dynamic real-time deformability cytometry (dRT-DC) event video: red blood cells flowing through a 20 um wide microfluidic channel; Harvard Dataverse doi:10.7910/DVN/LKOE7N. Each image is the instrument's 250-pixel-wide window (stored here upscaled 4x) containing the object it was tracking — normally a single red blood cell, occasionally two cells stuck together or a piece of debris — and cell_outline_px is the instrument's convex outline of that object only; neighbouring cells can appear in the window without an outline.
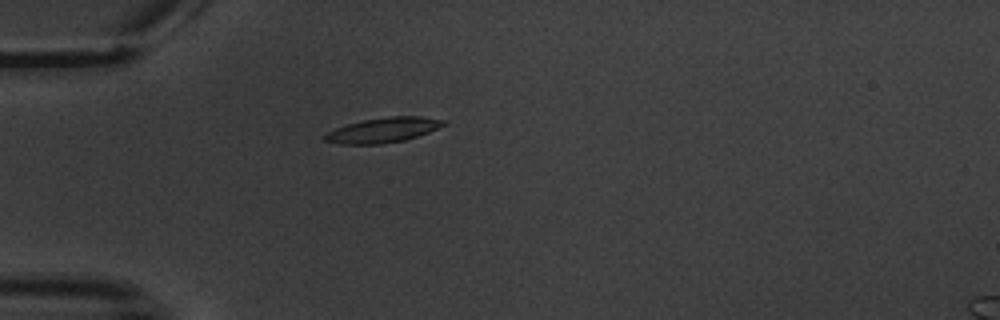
{"species": "common noctule bat (a hibernating species)", "species_latin": "Nyctalus noctula", "temperature_condition": "warm", "stored_images_in_passage": 4, "camera_frame_rate_fps": 3000, "um_per_image_px": 0.085, "animal": {"sex": "male", "body_mass_g": 20.1, "forearm_length_mm": 53.5}, "frame": {"image": 1, "passage_image": 4, "time_ms": 6.333, "image_size_px": [1000, 320], "cell_outline_px": [[448, 124], [428, 132], [404, 140], [380, 144], [340, 144], [324, 140], [320, 136], [336, 128], [348, 124], [364, 120], [388, 116], [420, 116], [448, 120]], "centroid_in_image_um": [32.59, 11.05], "position_along_channel_um": 52.4, "area_um2": 17.28}}